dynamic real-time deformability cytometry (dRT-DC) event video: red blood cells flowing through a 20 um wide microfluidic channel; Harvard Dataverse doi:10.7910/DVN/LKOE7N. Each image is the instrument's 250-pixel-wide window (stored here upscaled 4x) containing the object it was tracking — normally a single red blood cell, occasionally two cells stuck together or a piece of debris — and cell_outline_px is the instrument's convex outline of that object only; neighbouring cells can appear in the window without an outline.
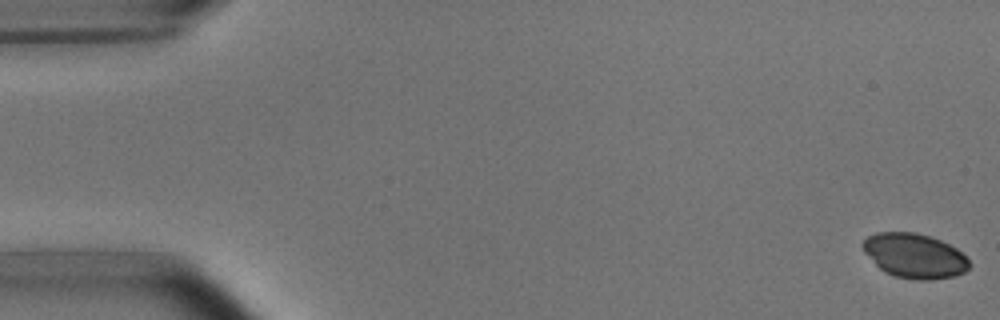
{"species": "common noctule bat (a hibernating species)", "species_latin": "Nyctalus noctula", "temperature_condition": "room temperature", "stored_images_in_passage": 6, "camera_frame_rate_fps": 3000, "um_per_image_px": 0.085, "animal": {"sex": "male", "body_mass_g": 15.6}, "frame": {"image": 1, "passage_image": 1, "time_ms": 0.0, "image_size_px": [1000, 320], "cell_outline_px": [[972, 264], [964, 272], [956, 276], [928, 280], [916, 280], [896, 276], [884, 272], [864, 252], [860, 244], [868, 236], [876, 232], [916, 232], [940, 240], [956, 248]], "centroid_in_image_um": [77.72, 21.74], "position_along_channel_um": 7.3, "area_um2": 27.63}}